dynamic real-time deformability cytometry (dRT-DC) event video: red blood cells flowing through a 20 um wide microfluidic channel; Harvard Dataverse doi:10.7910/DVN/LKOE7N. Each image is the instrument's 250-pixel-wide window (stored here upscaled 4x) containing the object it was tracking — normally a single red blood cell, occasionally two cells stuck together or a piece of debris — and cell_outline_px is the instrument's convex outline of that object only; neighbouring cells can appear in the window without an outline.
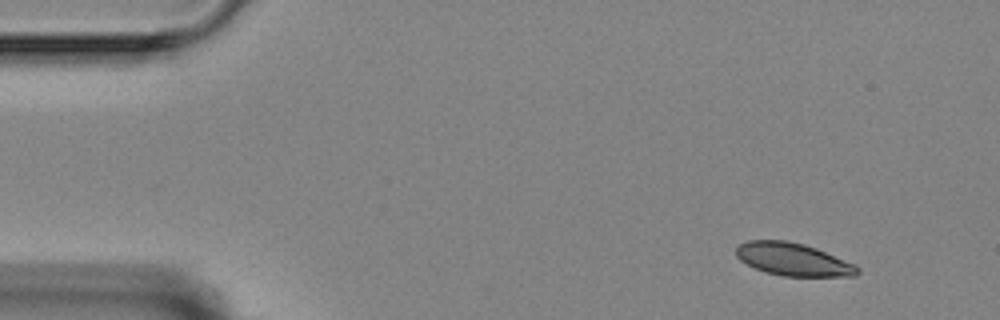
{"species": "Egyptian fruit bat (a non-hibernating species)", "species_latin": "Rousettus aegyptiacus", "temperature_condition": "room temperature", "stored_images_in_passage": 5, "camera_frame_rate_fps": 3000, "um_per_image_px": 0.085, "animal": {"sex": "female"}, "frame": {"image": 1, "passage_image": 1, "time_ms": 0.0, "image_size_px": [1000, 320], "cell_outline_px": [[860, 272], [856, 276], [784, 276], [768, 272], [756, 268], [740, 260], [736, 256], [736, 248], [740, 244], [748, 240], [788, 240], [804, 244], [816, 248], [856, 264], [860, 268]], "centroid_in_image_um": [67.45, 22.04], "position_along_channel_um": 17.5, "area_um2": 23.12}}
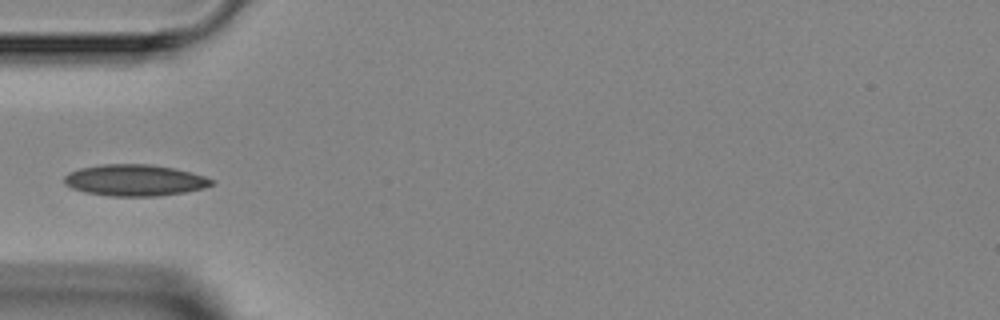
{"frame": {"image": 2, "passage_image": 4, "time_ms": 3.667, "image_size_px": [1000, 320], "cell_outline_px": [[216, 184], [184, 192], [160, 196], [108, 196], [84, 192], [72, 188], [64, 184], [64, 176], [68, 172], [80, 168], [104, 164], [152, 164], [172, 168], [204, 176], [212, 180]], "centroid_in_image_um": [11.4, 15.32], "position_along_channel_um": 73.6, "area_um2": 26.88}}
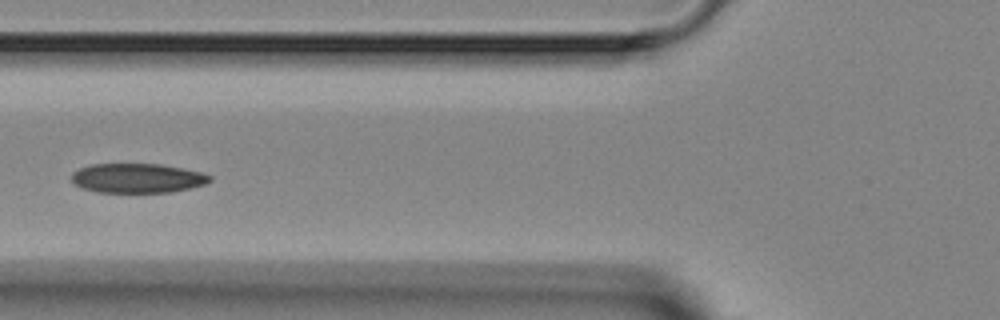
{"frame": {"image": 3, "passage_image": 5, "time_ms": 4.667, "image_size_px": [1000, 320], "cell_outline_px": [[212, 180], [204, 184], [172, 192], [96, 192], [80, 188], [72, 180], [72, 172], [80, 168], [92, 164], [160, 164], [200, 172], [212, 176]], "centroid_in_image_um": [11.65, 15.14], "position_along_channel_um": 114.1, "area_um2": 23.58}}